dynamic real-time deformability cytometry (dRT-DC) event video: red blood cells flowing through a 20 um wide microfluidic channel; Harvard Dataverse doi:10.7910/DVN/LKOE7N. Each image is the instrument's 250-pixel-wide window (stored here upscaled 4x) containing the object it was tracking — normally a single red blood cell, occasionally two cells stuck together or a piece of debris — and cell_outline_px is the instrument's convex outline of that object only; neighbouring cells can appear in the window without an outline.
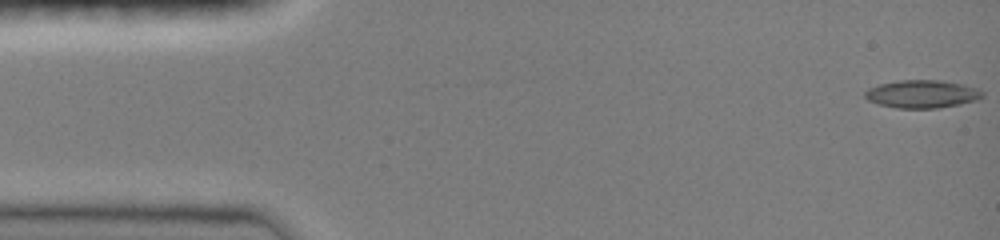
{"species": "common noctule bat (a hibernating species)", "species_latin": "Nyctalus noctula", "temperature_condition": "room temperature", "stored_images_in_passage": 47, "camera_frame_rate_fps": 3000, "um_per_image_px": 0.085, "animal": {"sex": "female", "body_mass_g": 19.0, "forearm_length_mm": 51.5}, "frame": {"image": 1, "passage_image": 1, "time_ms": 0.0, "image_size_px": [1000, 240], "cell_outline_px": [[984, 96], [976, 100], [960, 104], [936, 108], [896, 108], [876, 104], [868, 100], [864, 96], [864, 92], [868, 88], [880, 84], [900, 80], [940, 80], [960, 84], [976, 88], [984, 92]], "centroid_in_image_um": [78.34, 8.0], "position_along_channel_um": 6.7, "area_um2": 19.07}}
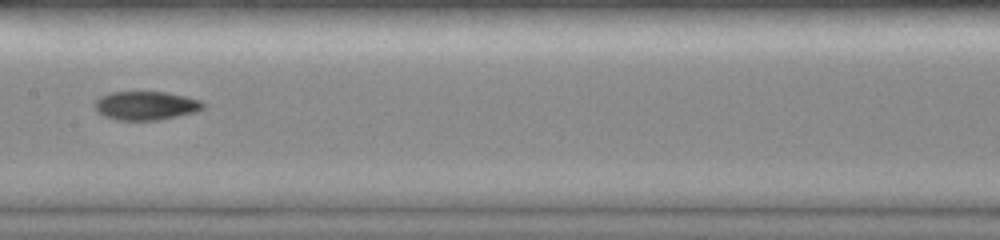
{"frame": {"image": 2, "passage_image": 24, "time_ms": 7.667, "image_size_px": [1000, 240], "cell_outline_px": [[208, 104], [204, 108], [196, 112], [160, 120], [116, 120], [104, 116], [96, 112], [92, 104], [100, 96], [112, 92], [164, 92], [188, 96], [200, 100]], "centroid_in_image_um": [12.41, 8.98], "position_along_channel_um": 195.0, "area_um2": 18.5}}
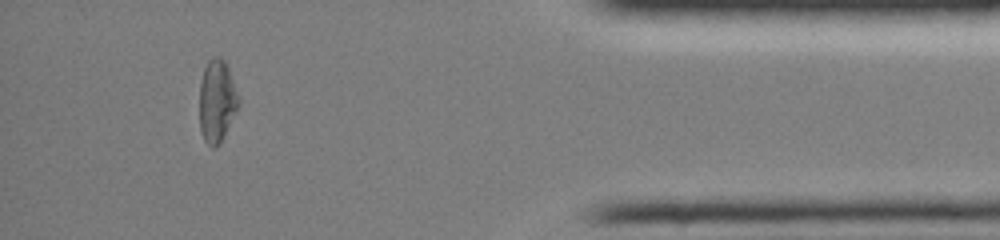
{"frame": {"image": 3, "passage_image": 43, "time_ms": 14.0, "image_size_px": [1000, 240], "cell_outline_px": [[240, 104], [220, 144], [216, 148], [212, 148], [204, 140], [200, 132], [200, 80], [204, 68], [208, 60], [212, 56], [220, 56], [224, 60], [228, 68], [240, 100]], "centroid_in_image_um": [18.43, 8.59], "position_along_channel_um": 416.8, "area_um2": 18.96}, "authors_computed_cell_mechanics": {"area_um2": 18.3804, "velocity_mm_per_s": 4.0596, "shape_relaxation_time_tau1_ms": null, "shape_relaxation_time_tau2_ms": 4.7812, "deformation_change_tau1": null, "deformation_change_tau2": 0.0887}}